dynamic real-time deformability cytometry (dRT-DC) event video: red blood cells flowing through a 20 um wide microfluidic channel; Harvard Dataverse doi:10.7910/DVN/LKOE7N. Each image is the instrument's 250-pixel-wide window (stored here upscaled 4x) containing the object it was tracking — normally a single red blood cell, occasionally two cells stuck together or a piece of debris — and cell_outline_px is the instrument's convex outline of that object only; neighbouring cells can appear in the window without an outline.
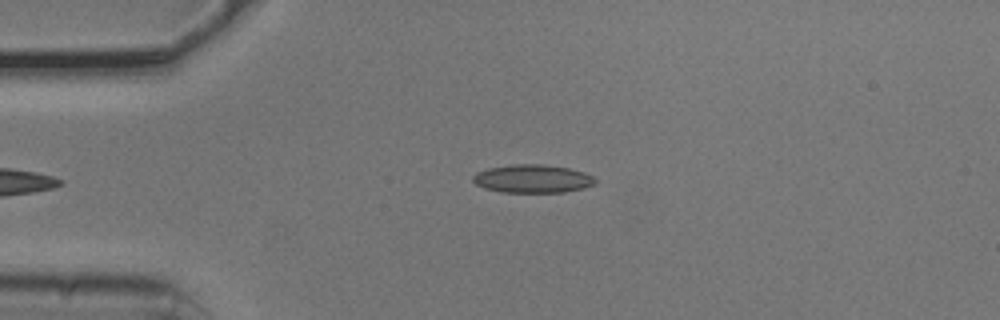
{"species": "common noctule bat (a hibernating species)", "species_latin": "Nyctalus noctula", "temperature_condition": "cold", "stored_images_in_passage": 5, "camera_frame_rate_fps": 3000, "um_per_image_px": 0.085, "animal": {"sex": "male", "body_mass_g": 20.5, "forearm_length_mm": 52.5}, "frame": {"image": 1, "passage_image": 5, "time_ms": 1.333, "image_size_px": [1000, 320], "cell_outline_px": [[596, 184], [584, 188], [564, 192], [500, 192], [484, 188], [476, 184], [472, 180], [472, 176], [476, 172], [488, 168], [512, 164], [544, 164], [568, 168], [584, 172], [592, 176], [596, 180]], "centroid_in_image_um": [45.26, 15.19], "position_along_channel_um": 39.7, "area_um2": 20.23}}